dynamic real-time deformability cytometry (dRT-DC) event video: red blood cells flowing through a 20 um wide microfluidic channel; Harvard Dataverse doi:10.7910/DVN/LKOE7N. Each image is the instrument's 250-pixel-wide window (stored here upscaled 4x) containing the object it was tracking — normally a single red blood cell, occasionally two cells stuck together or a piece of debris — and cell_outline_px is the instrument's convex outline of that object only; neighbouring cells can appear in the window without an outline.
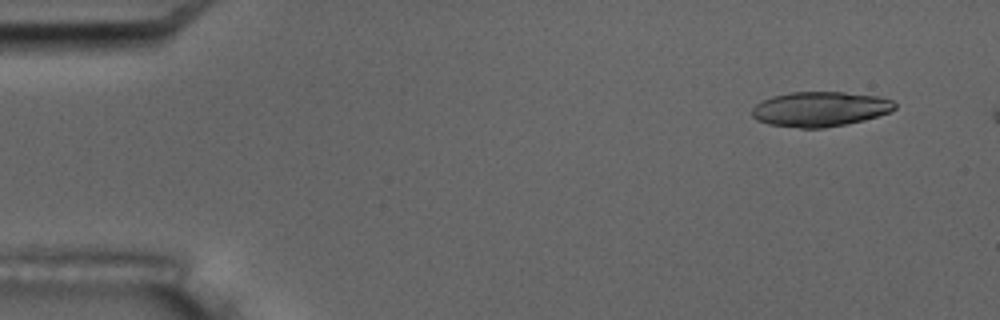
{"species": "common noctule bat (a hibernating species)", "species_latin": "Nyctalus noctula", "temperature_condition": "room temperature", "stored_images_in_passage": 3, "camera_frame_rate_fps": 3000, "um_per_image_px": 0.085, "animal": {"sex": "male", "body_mass_g": 17.5, "forearm_length_mm": 52.3}, "frame": {"image": 1, "passage_image": 1, "time_ms": 0.0, "image_size_px": [1000, 320], "cell_outline_px": [[896, 108], [892, 112], [864, 120], [824, 128], [800, 128], [768, 124], [756, 120], [752, 116], [752, 108], [756, 104], [772, 96], [792, 92], [844, 92], [876, 96], [892, 100], [896, 104]], "centroid_in_image_um": [69.71, 9.27], "position_along_channel_um": 15.3, "area_um2": 29.02}}